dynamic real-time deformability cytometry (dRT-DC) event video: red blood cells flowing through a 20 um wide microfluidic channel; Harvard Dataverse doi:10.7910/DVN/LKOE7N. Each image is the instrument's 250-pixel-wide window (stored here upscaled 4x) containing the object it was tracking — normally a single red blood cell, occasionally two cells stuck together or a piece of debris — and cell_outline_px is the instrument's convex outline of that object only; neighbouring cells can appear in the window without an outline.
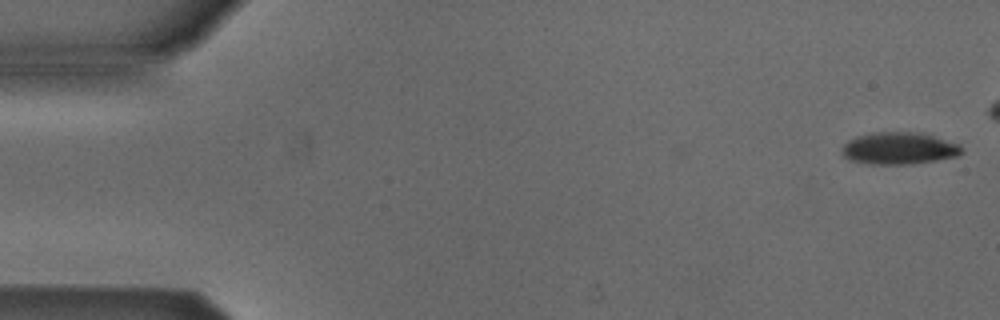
{"species": "Egyptian fruit bat (a non-hibernating species)", "species_latin": "Rousettus aegyptiacus", "temperature_condition": "cold", "stored_images_in_passage": 11, "camera_frame_rate_fps": 3000, "um_per_image_px": 0.085, "animal": {"sex": "male"}, "frame": {"image": 1, "passage_image": 1, "time_ms": 0.0, "image_size_px": [1000, 320], "cell_outline_px": [[964, 152], [956, 156], [908, 164], [872, 164], [852, 160], [844, 156], [840, 148], [848, 140], [856, 136], [872, 132], [908, 132], [932, 136], [960, 144]], "centroid_in_image_um": [76.37, 12.6], "position_along_channel_um": 8.6, "area_um2": 22.02}}